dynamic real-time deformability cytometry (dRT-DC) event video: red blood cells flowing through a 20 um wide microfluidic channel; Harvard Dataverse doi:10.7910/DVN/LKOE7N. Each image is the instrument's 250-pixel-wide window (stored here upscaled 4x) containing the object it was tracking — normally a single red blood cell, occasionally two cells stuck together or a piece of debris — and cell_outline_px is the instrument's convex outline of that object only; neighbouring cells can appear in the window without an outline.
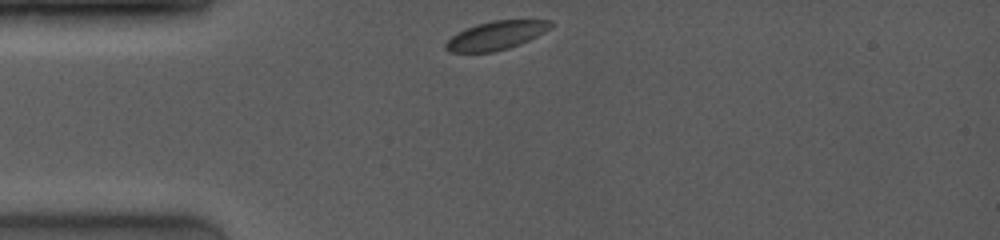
{"species": "common noctule bat (a hibernating species)", "species_latin": "Nyctalus noctula", "temperature_condition": "room temperature", "stored_images_in_passage": 18, "camera_frame_rate_fps": 4000, "um_per_image_px": 0.085, "animal": {"sex": "female", "body_mass_g": 19.0, "forearm_length_mm": 53.3}, "frame": {"image": 1, "passage_image": 1, "time_ms": 0.0, "image_size_px": [1000, 240], "cell_outline_px": [[552, 28], [520, 44], [508, 48], [492, 52], [448, 52], [444, 48], [444, 44], [456, 32], [464, 28], [476, 24], [492, 20], [552, 20]], "centroid_in_image_um": [42.14, 3.01], "position_along_channel_um": 42.9, "area_um2": 17.57}}
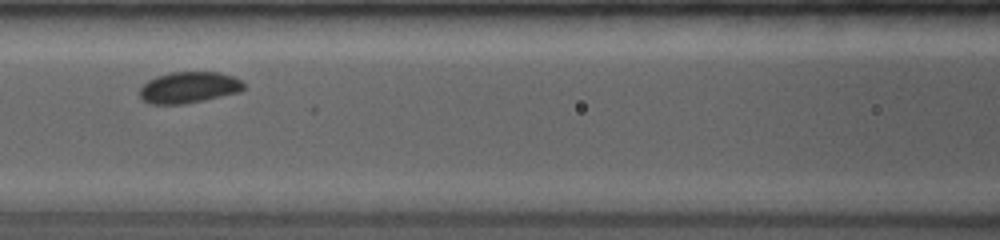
{"frame": {"image": 2, "passage_image": 14, "time_ms": 3.25, "image_size_px": [1000, 240], "cell_outline_px": [[244, 88], [240, 92], [204, 100], [184, 104], [152, 104], [144, 100], [140, 96], [140, 88], [148, 80], [156, 76], [172, 72], [220, 72], [232, 76], [240, 80], [244, 84]], "centroid_in_image_um": [16.06, 7.43], "position_along_channel_um": 150.5, "area_um2": 18.9}}